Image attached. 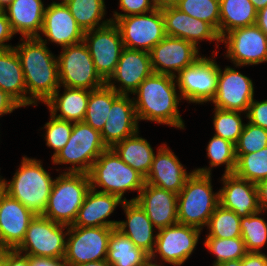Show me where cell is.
I'll return each instance as SVG.
<instances>
[{
  "label": "cell",
  "mask_w": 267,
  "mask_h": 266,
  "mask_svg": "<svg viewBox=\"0 0 267 266\" xmlns=\"http://www.w3.org/2000/svg\"><path fill=\"white\" fill-rule=\"evenodd\" d=\"M175 76L153 73L133 93L135 112L141 120L165 124L184 130L185 124L179 113V102ZM177 90V91H176Z\"/></svg>",
  "instance_id": "6da1fadb"
},
{
  "label": "cell",
  "mask_w": 267,
  "mask_h": 266,
  "mask_svg": "<svg viewBox=\"0 0 267 266\" xmlns=\"http://www.w3.org/2000/svg\"><path fill=\"white\" fill-rule=\"evenodd\" d=\"M14 46L19 56L29 95V106L45 103L61 87L58 59L38 38H21Z\"/></svg>",
  "instance_id": "7a4b0ae2"
},
{
  "label": "cell",
  "mask_w": 267,
  "mask_h": 266,
  "mask_svg": "<svg viewBox=\"0 0 267 266\" xmlns=\"http://www.w3.org/2000/svg\"><path fill=\"white\" fill-rule=\"evenodd\" d=\"M20 163L11 181L1 176V189L35 215H43L55 179L40 160L25 155Z\"/></svg>",
  "instance_id": "3957f363"
},
{
  "label": "cell",
  "mask_w": 267,
  "mask_h": 266,
  "mask_svg": "<svg viewBox=\"0 0 267 266\" xmlns=\"http://www.w3.org/2000/svg\"><path fill=\"white\" fill-rule=\"evenodd\" d=\"M209 174L195 171L187 178L178 193V223L193 226L203 231L215 208L219 205V192H213Z\"/></svg>",
  "instance_id": "277c9868"
},
{
  "label": "cell",
  "mask_w": 267,
  "mask_h": 266,
  "mask_svg": "<svg viewBox=\"0 0 267 266\" xmlns=\"http://www.w3.org/2000/svg\"><path fill=\"white\" fill-rule=\"evenodd\" d=\"M88 176L90 188L117 195L124 201H127L123 198L125 192L137 191L139 195L145 184V178L126 164L112 148L101 153L93 163ZM98 188L101 190H97Z\"/></svg>",
  "instance_id": "5b68a950"
},
{
  "label": "cell",
  "mask_w": 267,
  "mask_h": 266,
  "mask_svg": "<svg viewBox=\"0 0 267 266\" xmlns=\"http://www.w3.org/2000/svg\"><path fill=\"white\" fill-rule=\"evenodd\" d=\"M89 189L88 174L64 172L59 174L53 182L48 204L42 216L59 224L73 225Z\"/></svg>",
  "instance_id": "8992f818"
},
{
  "label": "cell",
  "mask_w": 267,
  "mask_h": 266,
  "mask_svg": "<svg viewBox=\"0 0 267 266\" xmlns=\"http://www.w3.org/2000/svg\"><path fill=\"white\" fill-rule=\"evenodd\" d=\"M101 133L85 122H74L67 144L51 159L53 164H72L64 173L88 174L93 163L107 150Z\"/></svg>",
  "instance_id": "52a82bcc"
},
{
  "label": "cell",
  "mask_w": 267,
  "mask_h": 266,
  "mask_svg": "<svg viewBox=\"0 0 267 266\" xmlns=\"http://www.w3.org/2000/svg\"><path fill=\"white\" fill-rule=\"evenodd\" d=\"M218 52L212 51V59L200 56L192 65L176 74L175 80L182 100L196 104L213 100L217 92L219 76V64L213 56H217Z\"/></svg>",
  "instance_id": "ba28073f"
},
{
  "label": "cell",
  "mask_w": 267,
  "mask_h": 266,
  "mask_svg": "<svg viewBox=\"0 0 267 266\" xmlns=\"http://www.w3.org/2000/svg\"><path fill=\"white\" fill-rule=\"evenodd\" d=\"M65 230V231H64ZM69 226L36 215L26 230L25 238L16 249L26 256L64 259Z\"/></svg>",
  "instance_id": "9c48e42d"
},
{
  "label": "cell",
  "mask_w": 267,
  "mask_h": 266,
  "mask_svg": "<svg viewBox=\"0 0 267 266\" xmlns=\"http://www.w3.org/2000/svg\"><path fill=\"white\" fill-rule=\"evenodd\" d=\"M57 56L60 86L94 90L106 82L96 71L89 49L84 42L61 49Z\"/></svg>",
  "instance_id": "30bf717a"
},
{
  "label": "cell",
  "mask_w": 267,
  "mask_h": 266,
  "mask_svg": "<svg viewBox=\"0 0 267 266\" xmlns=\"http://www.w3.org/2000/svg\"><path fill=\"white\" fill-rule=\"evenodd\" d=\"M110 19L117 25L124 47L128 49L150 52L167 36L161 9Z\"/></svg>",
  "instance_id": "8fae6325"
},
{
  "label": "cell",
  "mask_w": 267,
  "mask_h": 266,
  "mask_svg": "<svg viewBox=\"0 0 267 266\" xmlns=\"http://www.w3.org/2000/svg\"><path fill=\"white\" fill-rule=\"evenodd\" d=\"M157 231L155 247L149 261L157 264L156 259L159 256L164 263L181 266L194 252L202 230L177 223Z\"/></svg>",
  "instance_id": "7c38bea8"
},
{
  "label": "cell",
  "mask_w": 267,
  "mask_h": 266,
  "mask_svg": "<svg viewBox=\"0 0 267 266\" xmlns=\"http://www.w3.org/2000/svg\"><path fill=\"white\" fill-rule=\"evenodd\" d=\"M111 227H69L64 262L76 265L105 260Z\"/></svg>",
  "instance_id": "4fadbf2b"
},
{
  "label": "cell",
  "mask_w": 267,
  "mask_h": 266,
  "mask_svg": "<svg viewBox=\"0 0 267 266\" xmlns=\"http://www.w3.org/2000/svg\"><path fill=\"white\" fill-rule=\"evenodd\" d=\"M83 42L89 49L96 71L107 82L125 48L117 25L111 21L105 26L86 31Z\"/></svg>",
  "instance_id": "5bb4252c"
},
{
  "label": "cell",
  "mask_w": 267,
  "mask_h": 266,
  "mask_svg": "<svg viewBox=\"0 0 267 266\" xmlns=\"http://www.w3.org/2000/svg\"><path fill=\"white\" fill-rule=\"evenodd\" d=\"M220 43L226 44L224 56L236 68L267 62V35L256 24L229 31Z\"/></svg>",
  "instance_id": "9a60e30c"
},
{
  "label": "cell",
  "mask_w": 267,
  "mask_h": 266,
  "mask_svg": "<svg viewBox=\"0 0 267 266\" xmlns=\"http://www.w3.org/2000/svg\"><path fill=\"white\" fill-rule=\"evenodd\" d=\"M253 99L254 85L249 77L230 66H225L224 70L219 66L217 92L211 101L214 108L244 112L247 115Z\"/></svg>",
  "instance_id": "2e32d148"
},
{
  "label": "cell",
  "mask_w": 267,
  "mask_h": 266,
  "mask_svg": "<svg viewBox=\"0 0 267 266\" xmlns=\"http://www.w3.org/2000/svg\"><path fill=\"white\" fill-rule=\"evenodd\" d=\"M153 72L176 76L200 58L199 48L181 38L166 36L150 50Z\"/></svg>",
  "instance_id": "e0dca14e"
},
{
  "label": "cell",
  "mask_w": 267,
  "mask_h": 266,
  "mask_svg": "<svg viewBox=\"0 0 267 266\" xmlns=\"http://www.w3.org/2000/svg\"><path fill=\"white\" fill-rule=\"evenodd\" d=\"M153 73L149 52L124 48L115 72L106 84L118 94L129 95ZM116 83H120L118 87Z\"/></svg>",
  "instance_id": "ac0fdd59"
},
{
  "label": "cell",
  "mask_w": 267,
  "mask_h": 266,
  "mask_svg": "<svg viewBox=\"0 0 267 266\" xmlns=\"http://www.w3.org/2000/svg\"><path fill=\"white\" fill-rule=\"evenodd\" d=\"M35 216L0 188V250H16Z\"/></svg>",
  "instance_id": "d6986e66"
},
{
  "label": "cell",
  "mask_w": 267,
  "mask_h": 266,
  "mask_svg": "<svg viewBox=\"0 0 267 266\" xmlns=\"http://www.w3.org/2000/svg\"><path fill=\"white\" fill-rule=\"evenodd\" d=\"M42 34L48 39H43ZM40 41L57 44L62 48L83 42L84 31L65 4H50L45 7Z\"/></svg>",
  "instance_id": "ffe728a7"
},
{
  "label": "cell",
  "mask_w": 267,
  "mask_h": 266,
  "mask_svg": "<svg viewBox=\"0 0 267 266\" xmlns=\"http://www.w3.org/2000/svg\"><path fill=\"white\" fill-rule=\"evenodd\" d=\"M162 10L165 33L167 36L181 38L193 43L197 48L201 41L216 42L219 47L221 37L218 31L209 23L189 16L175 6Z\"/></svg>",
  "instance_id": "44dd1931"
},
{
  "label": "cell",
  "mask_w": 267,
  "mask_h": 266,
  "mask_svg": "<svg viewBox=\"0 0 267 266\" xmlns=\"http://www.w3.org/2000/svg\"><path fill=\"white\" fill-rule=\"evenodd\" d=\"M177 200L178 194L148 183L131 199L144 209L157 230L178 223Z\"/></svg>",
  "instance_id": "7402d4cb"
},
{
  "label": "cell",
  "mask_w": 267,
  "mask_h": 266,
  "mask_svg": "<svg viewBox=\"0 0 267 266\" xmlns=\"http://www.w3.org/2000/svg\"><path fill=\"white\" fill-rule=\"evenodd\" d=\"M222 188L219 189V204L235 212L240 218L260 211L258 191L255 183L242 179L237 175L223 174Z\"/></svg>",
  "instance_id": "603a6c76"
},
{
  "label": "cell",
  "mask_w": 267,
  "mask_h": 266,
  "mask_svg": "<svg viewBox=\"0 0 267 266\" xmlns=\"http://www.w3.org/2000/svg\"><path fill=\"white\" fill-rule=\"evenodd\" d=\"M169 148L165 143L158 147L145 183L178 194L193 170L187 173L178 156Z\"/></svg>",
  "instance_id": "cb8c5ba5"
},
{
  "label": "cell",
  "mask_w": 267,
  "mask_h": 266,
  "mask_svg": "<svg viewBox=\"0 0 267 266\" xmlns=\"http://www.w3.org/2000/svg\"><path fill=\"white\" fill-rule=\"evenodd\" d=\"M133 98L120 94L112 103L108 120L102 129V140L108 148L139 130Z\"/></svg>",
  "instance_id": "d4e9b609"
},
{
  "label": "cell",
  "mask_w": 267,
  "mask_h": 266,
  "mask_svg": "<svg viewBox=\"0 0 267 266\" xmlns=\"http://www.w3.org/2000/svg\"><path fill=\"white\" fill-rule=\"evenodd\" d=\"M124 200L119 196L103 193L90 188L78 210L73 225L69 227H111L116 228L118 221L107 220L117 206ZM107 218V219H106Z\"/></svg>",
  "instance_id": "484cf974"
},
{
  "label": "cell",
  "mask_w": 267,
  "mask_h": 266,
  "mask_svg": "<svg viewBox=\"0 0 267 266\" xmlns=\"http://www.w3.org/2000/svg\"><path fill=\"white\" fill-rule=\"evenodd\" d=\"M122 208L127 220L118 221L116 229L150 256L157 239V234H154L156 227L136 201H124Z\"/></svg>",
  "instance_id": "4316f807"
},
{
  "label": "cell",
  "mask_w": 267,
  "mask_h": 266,
  "mask_svg": "<svg viewBox=\"0 0 267 266\" xmlns=\"http://www.w3.org/2000/svg\"><path fill=\"white\" fill-rule=\"evenodd\" d=\"M44 6L42 0H13L3 11L15 34H21V38H38L43 24Z\"/></svg>",
  "instance_id": "83f0119b"
},
{
  "label": "cell",
  "mask_w": 267,
  "mask_h": 266,
  "mask_svg": "<svg viewBox=\"0 0 267 266\" xmlns=\"http://www.w3.org/2000/svg\"><path fill=\"white\" fill-rule=\"evenodd\" d=\"M0 89L20 107L29 106L24 73L14 47L0 50Z\"/></svg>",
  "instance_id": "f1b7e54d"
},
{
  "label": "cell",
  "mask_w": 267,
  "mask_h": 266,
  "mask_svg": "<svg viewBox=\"0 0 267 266\" xmlns=\"http://www.w3.org/2000/svg\"><path fill=\"white\" fill-rule=\"evenodd\" d=\"M90 92L87 89L64 87L61 95L59 87L44 104L48 106L50 114L58 119L83 122Z\"/></svg>",
  "instance_id": "f546056e"
},
{
  "label": "cell",
  "mask_w": 267,
  "mask_h": 266,
  "mask_svg": "<svg viewBox=\"0 0 267 266\" xmlns=\"http://www.w3.org/2000/svg\"><path fill=\"white\" fill-rule=\"evenodd\" d=\"M139 134L138 130L132 136L116 143L112 149L126 164L146 178L151 169L155 152L150 143Z\"/></svg>",
  "instance_id": "4dcf8cb0"
},
{
  "label": "cell",
  "mask_w": 267,
  "mask_h": 266,
  "mask_svg": "<svg viewBox=\"0 0 267 266\" xmlns=\"http://www.w3.org/2000/svg\"><path fill=\"white\" fill-rule=\"evenodd\" d=\"M106 261L112 266H146L149 255L116 228L109 238Z\"/></svg>",
  "instance_id": "1f68e13d"
},
{
  "label": "cell",
  "mask_w": 267,
  "mask_h": 266,
  "mask_svg": "<svg viewBox=\"0 0 267 266\" xmlns=\"http://www.w3.org/2000/svg\"><path fill=\"white\" fill-rule=\"evenodd\" d=\"M257 10L250 0H220L219 36L256 24Z\"/></svg>",
  "instance_id": "d6a6232c"
},
{
  "label": "cell",
  "mask_w": 267,
  "mask_h": 266,
  "mask_svg": "<svg viewBox=\"0 0 267 266\" xmlns=\"http://www.w3.org/2000/svg\"><path fill=\"white\" fill-rule=\"evenodd\" d=\"M119 95L107 84L91 90L83 122L101 132L105 122L108 120L112 103Z\"/></svg>",
  "instance_id": "836d02e7"
},
{
  "label": "cell",
  "mask_w": 267,
  "mask_h": 266,
  "mask_svg": "<svg viewBox=\"0 0 267 266\" xmlns=\"http://www.w3.org/2000/svg\"><path fill=\"white\" fill-rule=\"evenodd\" d=\"M105 0H70L66 6L76 20L78 26L84 31L93 30L107 25L112 20L105 19ZM102 20V21H101Z\"/></svg>",
  "instance_id": "e575fe53"
},
{
  "label": "cell",
  "mask_w": 267,
  "mask_h": 266,
  "mask_svg": "<svg viewBox=\"0 0 267 266\" xmlns=\"http://www.w3.org/2000/svg\"><path fill=\"white\" fill-rule=\"evenodd\" d=\"M207 157L210 159V166L207 168H197L193 171L200 174H209L212 175L211 168H216L220 165H226L224 174H233L236 167V155H235V144L231 141L223 139L218 136H213L206 148Z\"/></svg>",
  "instance_id": "d590c367"
},
{
  "label": "cell",
  "mask_w": 267,
  "mask_h": 266,
  "mask_svg": "<svg viewBox=\"0 0 267 266\" xmlns=\"http://www.w3.org/2000/svg\"><path fill=\"white\" fill-rule=\"evenodd\" d=\"M207 229L209 232L205 238L241 237V218L234 211L223 208L219 204L209 219Z\"/></svg>",
  "instance_id": "8d00e7d4"
},
{
  "label": "cell",
  "mask_w": 267,
  "mask_h": 266,
  "mask_svg": "<svg viewBox=\"0 0 267 266\" xmlns=\"http://www.w3.org/2000/svg\"><path fill=\"white\" fill-rule=\"evenodd\" d=\"M234 174L257 184L267 178V146L249 154L236 155Z\"/></svg>",
  "instance_id": "74e56055"
},
{
  "label": "cell",
  "mask_w": 267,
  "mask_h": 266,
  "mask_svg": "<svg viewBox=\"0 0 267 266\" xmlns=\"http://www.w3.org/2000/svg\"><path fill=\"white\" fill-rule=\"evenodd\" d=\"M259 211L241 218V238L245 243L247 252L262 253V247L267 243V222Z\"/></svg>",
  "instance_id": "f35d334b"
},
{
  "label": "cell",
  "mask_w": 267,
  "mask_h": 266,
  "mask_svg": "<svg viewBox=\"0 0 267 266\" xmlns=\"http://www.w3.org/2000/svg\"><path fill=\"white\" fill-rule=\"evenodd\" d=\"M213 109L214 135L236 144L245 124L241 117L243 112L223 110L219 108Z\"/></svg>",
  "instance_id": "ab89813d"
},
{
  "label": "cell",
  "mask_w": 267,
  "mask_h": 266,
  "mask_svg": "<svg viewBox=\"0 0 267 266\" xmlns=\"http://www.w3.org/2000/svg\"><path fill=\"white\" fill-rule=\"evenodd\" d=\"M204 245L211 254L216 257L213 265H218L225 261L242 259L248 252L241 237L221 239L205 238Z\"/></svg>",
  "instance_id": "60d3db41"
},
{
  "label": "cell",
  "mask_w": 267,
  "mask_h": 266,
  "mask_svg": "<svg viewBox=\"0 0 267 266\" xmlns=\"http://www.w3.org/2000/svg\"><path fill=\"white\" fill-rule=\"evenodd\" d=\"M175 7L189 16L211 24L219 33L220 0H179Z\"/></svg>",
  "instance_id": "b9f144b4"
},
{
  "label": "cell",
  "mask_w": 267,
  "mask_h": 266,
  "mask_svg": "<svg viewBox=\"0 0 267 266\" xmlns=\"http://www.w3.org/2000/svg\"><path fill=\"white\" fill-rule=\"evenodd\" d=\"M42 128L46 129L44 139L47 147L54 150L51 157L53 158L67 144L73 129V122L58 119L50 114V120Z\"/></svg>",
  "instance_id": "7bdbcfd3"
},
{
  "label": "cell",
  "mask_w": 267,
  "mask_h": 266,
  "mask_svg": "<svg viewBox=\"0 0 267 266\" xmlns=\"http://www.w3.org/2000/svg\"><path fill=\"white\" fill-rule=\"evenodd\" d=\"M267 146V130L250 122L244 124L242 133L235 144V155L257 152Z\"/></svg>",
  "instance_id": "ee69618b"
},
{
  "label": "cell",
  "mask_w": 267,
  "mask_h": 266,
  "mask_svg": "<svg viewBox=\"0 0 267 266\" xmlns=\"http://www.w3.org/2000/svg\"><path fill=\"white\" fill-rule=\"evenodd\" d=\"M119 8L124 13L114 11L113 17H125L152 12L156 9L153 0H119Z\"/></svg>",
  "instance_id": "f6af8a7d"
},
{
  "label": "cell",
  "mask_w": 267,
  "mask_h": 266,
  "mask_svg": "<svg viewBox=\"0 0 267 266\" xmlns=\"http://www.w3.org/2000/svg\"><path fill=\"white\" fill-rule=\"evenodd\" d=\"M244 117H246L251 124L267 130V99L263 101L253 99L250 103L247 115Z\"/></svg>",
  "instance_id": "bcb514c9"
},
{
  "label": "cell",
  "mask_w": 267,
  "mask_h": 266,
  "mask_svg": "<svg viewBox=\"0 0 267 266\" xmlns=\"http://www.w3.org/2000/svg\"><path fill=\"white\" fill-rule=\"evenodd\" d=\"M14 35L15 33L11 28L10 22L6 17L5 12L3 10H0V50L14 47L7 44V42L11 40Z\"/></svg>",
  "instance_id": "7dc6e473"
},
{
  "label": "cell",
  "mask_w": 267,
  "mask_h": 266,
  "mask_svg": "<svg viewBox=\"0 0 267 266\" xmlns=\"http://www.w3.org/2000/svg\"><path fill=\"white\" fill-rule=\"evenodd\" d=\"M5 266H30V256L16 250H5Z\"/></svg>",
  "instance_id": "c3c4849f"
},
{
  "label": "cell",
  "mask_w": 267,
  "mask_h": 266,
  "mask_svg": "<svg viewBox=\"0 0 267 266\" xmlns=\"http://www.w3.org/2000/svg\"><path fill=\"white\" fill-rule=\"evenodd\" d=\"M242 266H267V255L265 253L248 252L242 258Z\"/></svg>",
  "instance_id": "681fc988"
},
{
  "label": "cell",
  "mask_w": 267,
  "mask_h": 266,
  "mask_svg": "<svg viewBox=\"0 0 267 266\" xmlns=\"http://www.w3.org/2000/svg\"><path fill=\"white\" fill-rule=\"evenodd\" d=\"M20 106L3 90L0 89V116L12 113Z\"/></svg>",
  "instance_id": "f907efd6"
},
{
  "label": "cell",
  "mask_w": 267,
  "mask_h": 266,
  "mask_svg": "<svg viewBox=\"0 0 267 266\" xmlns=\"http://www.w3.org/2000/svg\"><path fill=\"white\" fill-rule=\"evenodd\" d=\"M30 266H67L64 259L30 256Z\"/></svg>",
  "instance_id": "816d5d0a"
},
{
  "label": "cell",
  "mask_w": 267,
  "mask_h": 266,
  "mask_svg": "<svg viewBox=\"0 0 267 266\" xmlns=\"http://www.w3.org/2000/svg\"><path fill=\"white\" fill-rule=\"evenodd\" d=\"M258 204L260 211H267V178L259 181L257 184Z\"/></svg>",
  "instance_id": "f5cc1de1"
},
{
  "label": "cell",
  "mask_w": 267,
  "mask_h": 266,
  "mask_svg": "<svg viewBox=\"0 0 267 266\" xmlns=\"http://www.w3.org/2000/svg\"><path fill=\"white\" fill-rule=\"evenodd\" d=\"M256 25L267 35V5L257 11Z\"/></svg>",
  "instance_id": "db71d44e"
},
{
  "label": "cell",
  "mask_w": 267,
  "mask_h": 266,
  "mask_svg": "<svg viewBox=\"0 0 267 266\" xmlns=\"http://www.w3.org/2000/svg\"><path fill=\"white\" fill-rule=\"evenodd\" d=\"M179 0H153L156 9H164L167 7L176 6Z\"/></svg>",
  "instance_id": "11a10c76"
},
{
  "label": "cell",
  "mask_w": 267,
  "mask_h": 266,
  "mask_svg": "<svg viewBox=\"0 0 267 266\" xmlns=\"http://www.w3.org/2000/svg\"><path fill=\"white\" fill-rule=\"evenodd\" d=\"M67 266H112L109 262L105 260L100 261H94V262H86L82 264H76V265H67Z\"/></svg>",
  "instance_id": "9f6ffc18"
},
{
  "label": "cell",
  "mask_w": 267,
  "mask_h": 266,
  "mask_svg": "<svg viewBox=\"0 0 267 266\" xmlns=\"http://www.w3.org/2000/svg\"><path fill=\"white\" fill-rule=\"evenodd\" d=\"M217 266H242V259L225 261L218 264Z\"/></svg>",
  "instance_id": "6f0895ef"
},
{
  "label": "cell",
  "mask_w": 267,
  "mask_h": 266,
  "mask_svg": "<svg viewBox=\"0 0 267 266\" xmlns=\"http://www.w3.org/2000/svg\"><path fill=\"white\" fill-rule=\"evenodd\" d=\"M254 5L255 9L259 11L267 5V0H250Z\"/></svg>",
  "instance_id": "680465c9"
},
{
  "label": "cell",
  "mask_w": 267,
  "mask_h": 266,
  "mask_svg": "<svg viewBox=\"0 0 267 266\" xmlns=\"http://www.w3.org/2000/svg\"><path fill=\"white\" fill-rule=\"evenodd\" d=\"M13 0H0V10H4Z\"/></svg>",
  "instance_id": "91938a15"
},
{
  "label": "cell",
  "mask_w": 267,
  "mask_h": 266,
  "mask_svg": "<svg viewBox=\"0 0 267 266\" xmlns=\"http://www.w3.org/2000/svg\"><path fill=\"white\" fill-rule=\"evenodd\" d=\"M0 266H5V250H0Z\"/></svg>",
  "instance_id": "94428289"
},
{
  "label": "cell",
  "mask_w": 267,
  "mask_h": 266,
  "mask_svg": "<svg viewBox=\"0 0 267 266\" xmlns=\"http://www.w3.org/2000/svg\"><path fill=\"white\" fill-rule=\"evenodd\" d=\"M70 0H61V2L59 3V2H55V1H53L51 4H67L68 2H69Z\"/></svg>",
  "instance_id": "6125c7cd"
},
{
  "label": "cell",
  "mask_w": 267,
  "mask_h": 266,
  "mask_svg": "<svg viewBox=\"0 0 267 266\" xmlns=\"http://www.w3.org/2000/svg\"><path fill=\"white\" fill-rule=\"evenodd\" d=\"M146 266H163L160 263L159 264H154L152 262H149Z\"/></svg>",
  "instance_id": "be15d7a7"
}]
</instances>
